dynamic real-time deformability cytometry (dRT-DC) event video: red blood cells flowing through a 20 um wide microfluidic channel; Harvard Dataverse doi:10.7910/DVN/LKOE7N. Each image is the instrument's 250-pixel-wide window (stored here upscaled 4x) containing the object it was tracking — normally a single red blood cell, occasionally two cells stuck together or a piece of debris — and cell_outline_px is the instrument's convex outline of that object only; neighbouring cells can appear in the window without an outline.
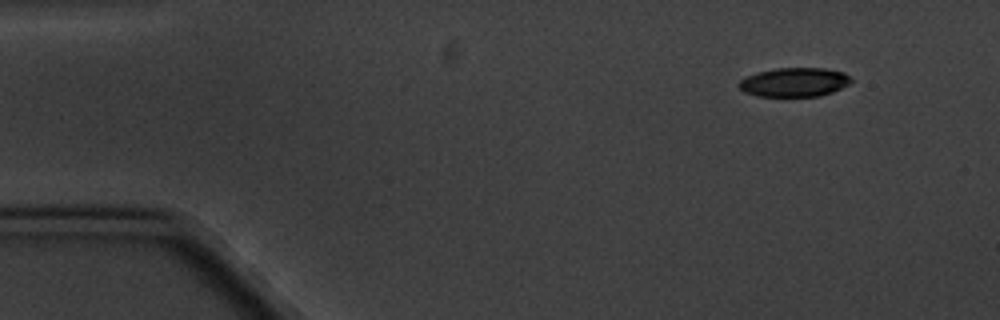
{"species": "common noctule bat (a hibernating species)", "species_latin": "Nyctalus noctula", "temperature_condition": "cold", "stored_images_in_passage": 4, "camera_frame_rate_fps": 3000, "um_per_image_px": 0.085, "animal": {"sex": "male", "body_mass_g": 20.1, "forearm_length_mm": 53.5}, "frame": {"image": 1, "passage_image": 1, "time_ms": 0.0, "image_size_px": [1000, 320], "cell_outline_px": [[852, 80], [848, 84], [832, 92], [820, 96], [756, 96], [744, 92], [736, 84], [740, 80], [756, 72], [776, 68], [824, 68], [844, 72]], "centroid_in_image_um": [67.48, 6.98], "position_along_channel_um": 17.5, "area_um2": 18.96}}
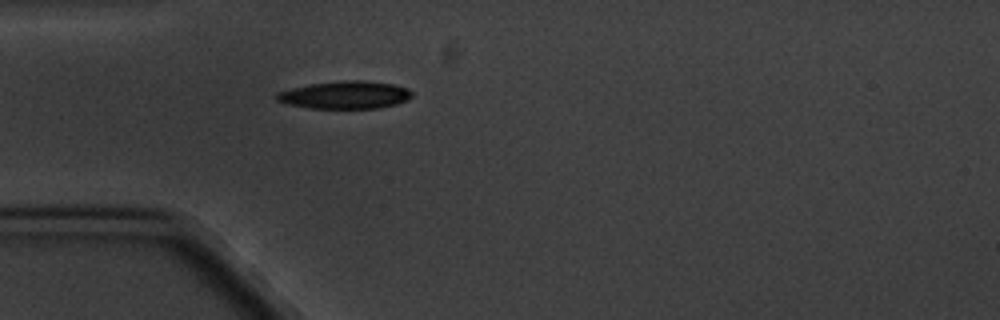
{"frame": {"image": 2, "passage_image": 4, "time_ms": 3.667, "image_size_px": [1000, 320], "cell_outline_px": [[412, 96], [408, 100], [396, 104], [380, 108], [312, 108], [288, 104], [276, 100], [276, 92], [292, 88], [312, 84], [344, 80], [364, 80], [396, 84], [408, 88], [412, 92]], "centroid_in_image_um": [29.39, 8.06], "position_along_channel_um": 55.6, "area_um2": 21.85}}